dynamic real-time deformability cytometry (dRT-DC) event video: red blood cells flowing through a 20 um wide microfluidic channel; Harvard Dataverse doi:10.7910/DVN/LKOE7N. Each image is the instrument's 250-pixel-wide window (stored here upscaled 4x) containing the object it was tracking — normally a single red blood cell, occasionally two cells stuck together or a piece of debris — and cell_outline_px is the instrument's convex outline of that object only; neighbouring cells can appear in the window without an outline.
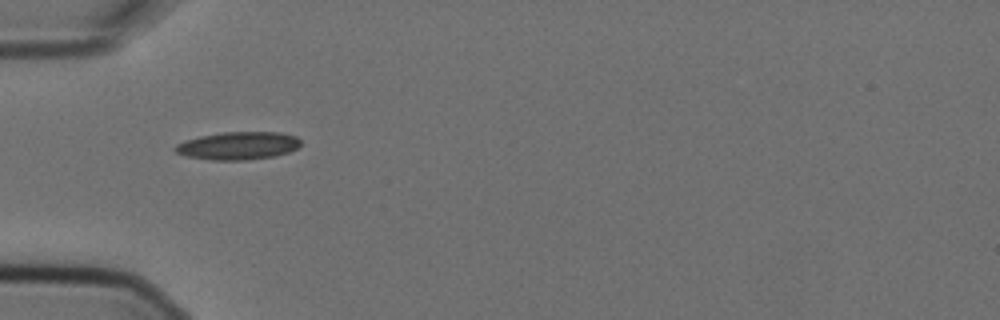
{"species": "Egyptian fruit bat (a non-hibernating species)", "species_latin": "Rousettus aegyptiacus", "temperature_condition": "cold", "stored_images_in_passage": 6, "camera_frame_rate_fps": 3000, "um_per_image_px": 0.085, "animal": {"sex": "female"}, "frame": {"image": 1, "passage_image": 5, "time_ms": 1.333, "image_size_px": [1000, 320], "cell_outline_px": [[300, 144], [296, 148], [288, 152], [272, 156], [244, 160], [212, 160], [188, 156], [176, 152], [172, 148], [176, 144], [184, 140], [200, 136], [224, 132], [280, 132], [296, 136], [300, 140]], "centroid_in_image_um": [20.21, 12.37], "position_along_channel_um": 64.8, "area_um2": 20.23}}
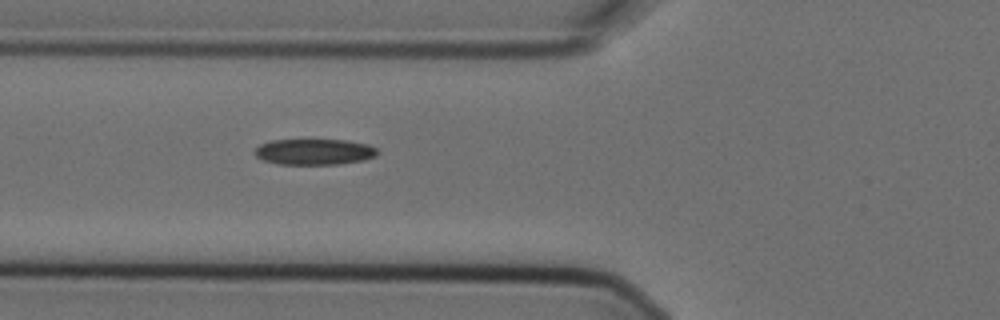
{"frame": {"image": 2, "passage_image": 6, "time_ms": 1.667, "image_size_px": [1000, 320], "cell_outline_px": [[376, 156], [364, 160], [336, 164], [276, 164], [264, 160], [256, 156], [252, 152], [260, 144], [272, 140], [344, 140], [368, 144], [376, 148]], "centroid_in_image_um": [26.68, 12.9], "position_along_channel_um": 99.1, "area_um2": 18.44}}